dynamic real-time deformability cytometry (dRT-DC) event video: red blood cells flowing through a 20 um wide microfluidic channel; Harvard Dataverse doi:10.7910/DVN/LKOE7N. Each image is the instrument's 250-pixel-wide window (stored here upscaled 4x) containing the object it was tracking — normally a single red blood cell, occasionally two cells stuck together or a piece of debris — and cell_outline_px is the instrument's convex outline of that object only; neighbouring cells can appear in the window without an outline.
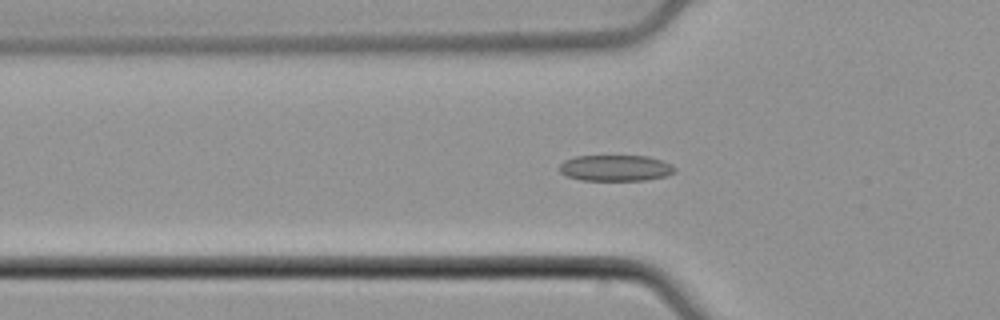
{"species": "common noctule bat (a hibernating species)", "species_latin": "Nyctalus noctula", "temperature_condition": "cold", "stored_images_in_passage": 40, "camera_frame_rate_fps": 3000, "um_per_image_px": 0.085, "animal": {"sex": "male", "body_mass_g": 21.5, "forearm_length_mm": 52.0}, "frame": {"image": 1, "passage_image": 12, "time_ms": 3.667, "image_size_px": [1000, 320], "cell_outline_px": [[676, 172], [668, 176], [644, 180], [580, 180], [564, 176], [560, 172], [560, 164], [564, 160], [576, 156], [648, 156], [672, 164], [676, 168]], "centroid_in_image_um": [52.33, 14.29], "position_along_channel_um": 73.5, "area_um2": 17.69}}
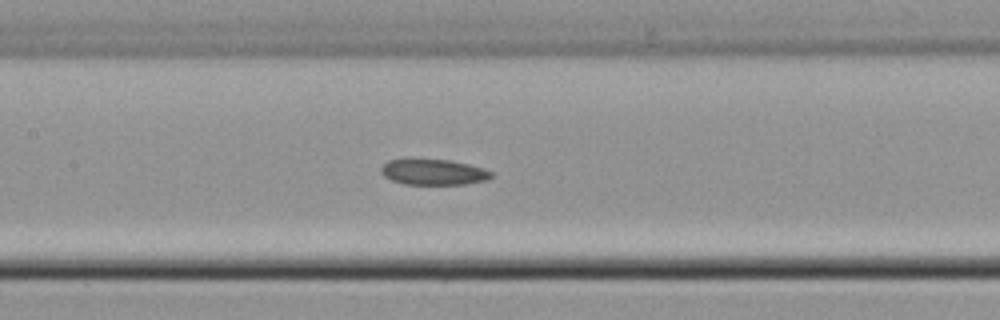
{"frame": {"image": 2, "passage_image": 19, "time_ms": 6.0, "image_size_px": [1000, 320], "cell_outline_px": [[492, 176], [488, 180], [464, 184], [404, 184], [392, 180], [384, 176], [380, 172], [380, 168], [388, 160], [448, 160], [468, 164], [492, 172]], "centroid_in_image_um": [36.83, 14.64], "position_along_channel_um": 170.6, "area_um2": 16.18}}
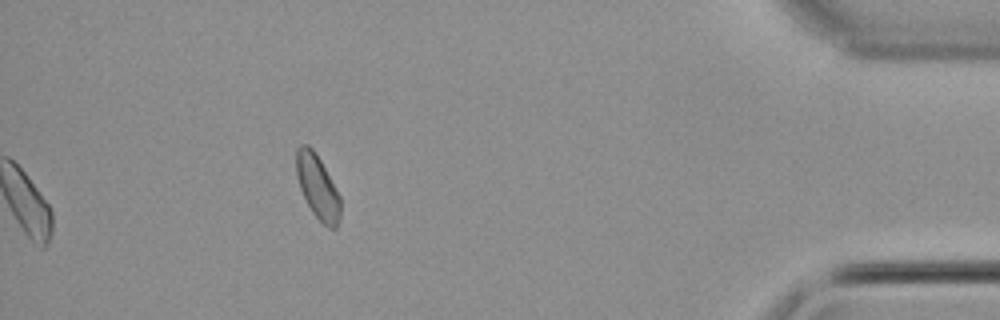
{"frame": {"image": 3, "passage_image": 40, "time_ms": 13.0, "image_size_px": [1000, 320], "cell_outline_px": [[340, 220], [336, 228], [328, 228], [312, 212], [300, 188], [296, 176], [296, 148], [300, 144], [308, 144], [312, 148], [320, 160], [340, 196]], "centroid_in_image_um": [26.98, 15.87], "position_along_channel_um": 408.2, "area_um2": 16.3}}